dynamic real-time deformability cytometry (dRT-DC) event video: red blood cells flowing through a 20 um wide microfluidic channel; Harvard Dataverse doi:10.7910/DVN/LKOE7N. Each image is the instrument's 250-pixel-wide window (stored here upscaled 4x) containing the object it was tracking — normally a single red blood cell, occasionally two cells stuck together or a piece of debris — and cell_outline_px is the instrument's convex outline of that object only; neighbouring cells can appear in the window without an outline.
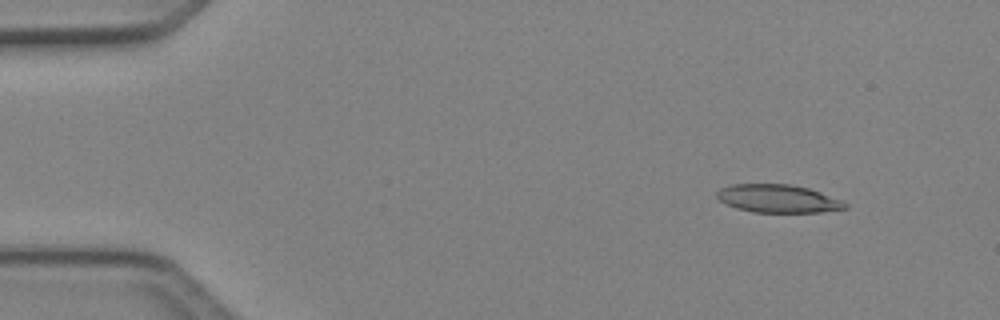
{"species": "Egyptian fruit bat (a non-hibernating species)", "species_latin": "Rousettus aegyptiacus", "temperature_condition": "cold", "stored_images_in_passage": 5, "camera_frame_rate_fps": 3000, "um_per_image_px": 0.085, "animal": {"sex": "female"}, "frame": {"image": 1, "passage_image": 2, "time_ms": 0.333, "image_size_px": [1000, 320], "cell_outline_px": [[848, 208], [820, 212], [752, 212], [736, 208], [720, 200], [716, 196], [716, 192], [720, 188], [732, 184], [788, 184], [808, 188], [820, 192], [840, 200], [848, 204]], "centroid_in_image_um": [66.11, 16.88], "position_along_channel_um": 18.9, "area_um2": 20.81}}
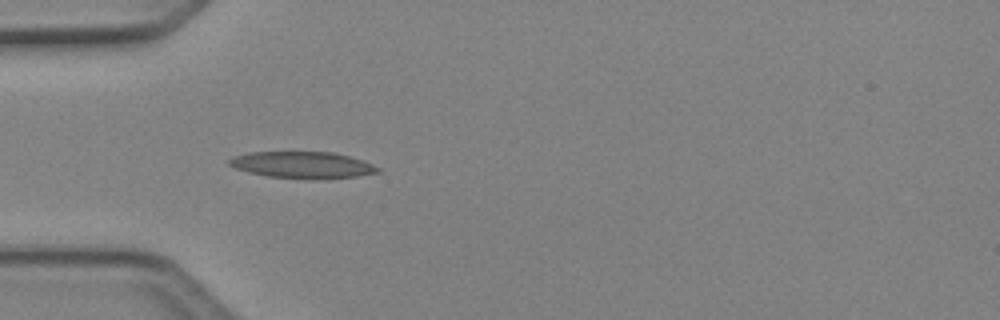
{"frame": {"image": 2, "passage_image": 5, "time_ms": 1.333, "image_size_px": [1000, 320], "cell_outline_px": [[380, 172], [356, 176], [324, 180], [312, 180], [268, 176], [248, 172], [236, 168], [228, 164], [228, 160], [232, 156], [248, 152], [332, 152], [348, 156], [372, 164], [380, 168]], "centroid_in_image_um": [25.69, 14.03], "position_along_channel_um": 59.3, "area_um2": 23.24}}